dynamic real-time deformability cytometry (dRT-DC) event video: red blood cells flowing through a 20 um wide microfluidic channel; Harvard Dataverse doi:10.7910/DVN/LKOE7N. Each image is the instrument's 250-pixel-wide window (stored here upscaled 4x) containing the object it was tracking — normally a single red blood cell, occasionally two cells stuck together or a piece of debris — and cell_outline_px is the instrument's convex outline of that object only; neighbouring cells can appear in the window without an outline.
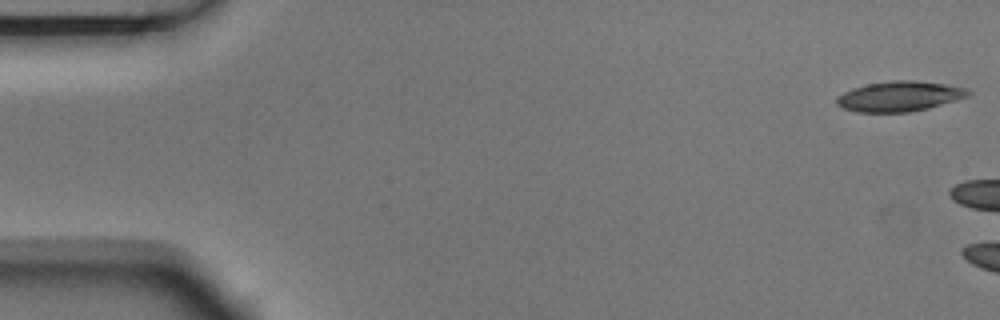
{"species": "Egyptian fruit bat (a non-hibernating species)", "species_latin": "Rousettus aegyptiacus", "temperature_condition": "room temperature", "stored_images_in_passage": 3, "camera_frame_rate_fps": 3000, "um_per_image_px": 0.085, "animal": {"sex": "male"}, "frame": {"image": 1, "passage_image": 1, "time_ms": 0.0, "image_size_px": [1000, 320], "cell_outline_px": [[972, 92], [968, 96], [956, 100], [928, 108], [908, 112], [856, 112], [844, 108], [836, 104], [836, 96], [852, 88], [868, 84], [892, 80], [916, 80], [944, 84], [968, 88]], "centroid_in_image_um": [76.45, 8.18], "position_along_channel_um": 8.5, "area_um2": 23.12}}